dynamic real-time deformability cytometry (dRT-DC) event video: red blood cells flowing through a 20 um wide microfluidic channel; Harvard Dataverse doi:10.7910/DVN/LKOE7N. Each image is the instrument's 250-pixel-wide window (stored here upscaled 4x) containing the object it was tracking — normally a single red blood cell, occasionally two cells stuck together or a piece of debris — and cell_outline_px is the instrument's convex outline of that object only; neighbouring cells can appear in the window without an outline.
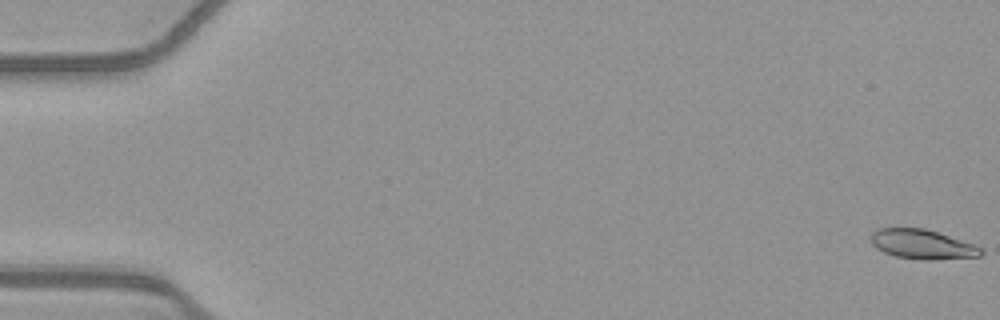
{"species": "common noctule bat (a hibernating species)", "species_latin": "Nyctalus noctula", "temperature_condition": "warm", "stored_images_in_passage": 54, "camera_frame_rate_fps": 3000, "um_per_image_px": 0.085, "animal": {"sex": "female", "body_mass_g": 21.9}, "frame": {"image": 1, "passage_image": 1, "time_ms": 0.0, "image_size_px": [1000, 320], "cell_outline_px": [[984, 252], [980, 256], [936, 260], [920, 260], [896, 256], [884, 252], [876, 248], [872, 244], [872, 232], [876, 228], [924, 228], [972, 244], [980, 248]], "centroid_in_image_um": [78.36, 20.77], "position_along_channel_um": 6.6, "area_um2": 18.73}}
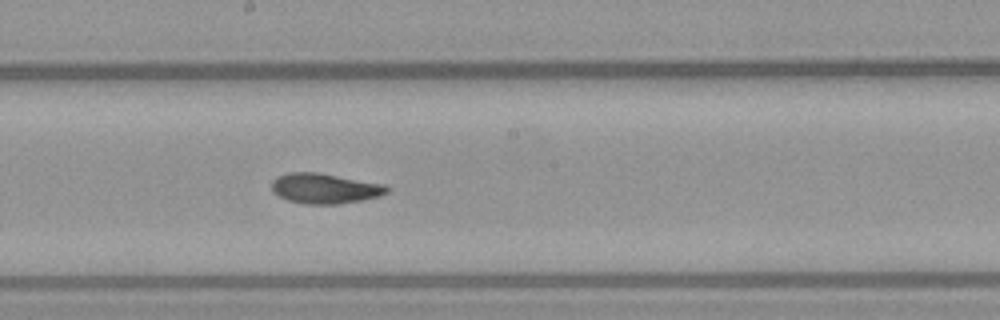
{"frame": {"image": 2, "passage_image": 30, "time_ms": 9.667, "image_size_px": [1000, 320], "cell_outline_px": [[388, 192], [380, 196], [360, 200], [336, 204], [304, 204], [288, 200], [272, 192], [272, 180], [276, 176], [288, 172], [316, 172], [384, 184], [388, 188]], "centroid_in_image_um": [27.56, 16.01], "position_along_channel_um": 220.6, "area_um2": 20.17}}
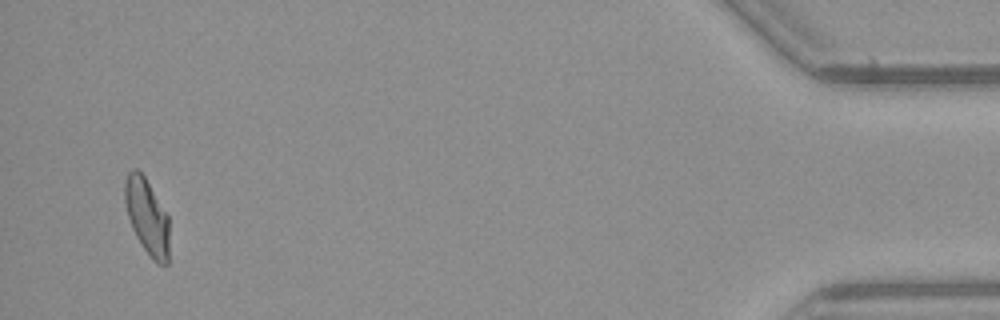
{"frame": {"image": 3, "passage_image": 52, "time_ms": 17.0, "image_size_px": [1000, 320], "cell_outline_px": [[168, 264], [156, 264], [152, 260], [136, 236], [132, 228], [128, 216], [124, 200], [124, 180], [128, 172], [132, 168], [136, 168], [144, 176], [168, 216]], "centroid_in_image_um": [12.47, 18.4], "position_along_channel_um": 422.7, "area_um2": 19.48}, "authors_computed_cell_mechanics": {"area_um2": 19.6809, "velocity_mm_per_s": 3.9032, "shape_relaxation_time_tau1_ms": 6.3602, "shape_relaxation_time_tau2_ms": 2.3971, "deformation_change_tau1": 0.1872, "deformation_change_tau2": 0.0874}}